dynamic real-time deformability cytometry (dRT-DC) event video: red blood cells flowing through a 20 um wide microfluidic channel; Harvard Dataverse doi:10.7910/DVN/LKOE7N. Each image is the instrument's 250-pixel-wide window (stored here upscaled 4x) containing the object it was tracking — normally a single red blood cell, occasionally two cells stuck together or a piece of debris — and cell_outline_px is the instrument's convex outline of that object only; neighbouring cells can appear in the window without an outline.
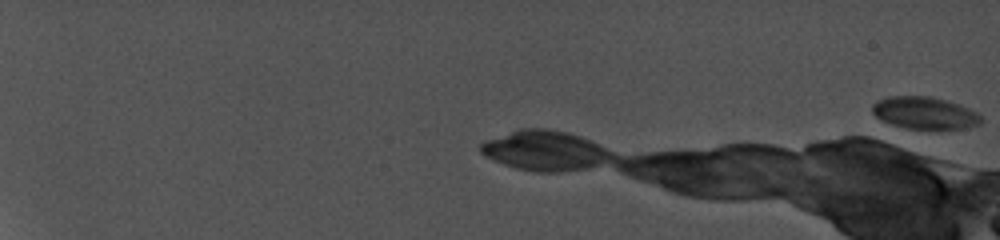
{"species": "common noctule bat (a hibernating species)", "species_latin": "Nyctalus noctula", "temperature_condition": "cold", "stored_images_in_passage": 21, "camera_frame_rate_fps": 5000, "um_per_image_px": 0.085, "animal": {"sex": "female", "body_mass_g": 19.0, "forearm_length_mm": 56.7}, "frame": {"image": 1, "passage_image": 1, "time_ms": 0.0, "image_size_px": [1000, 240], "cell_outline_px": [[980, 124], [960, 128], [908, 128], [892, 124], [876, 116], [872, 112], [872, 104], [876, 100], [888, 96], [928, 96], [944, 100], [968, 108], [976, 112], [980, 116]], "centroid_in_image_um": [78.54, 9.58], "position_along_channel_um": 6.5, "area_um2": 19.83}}
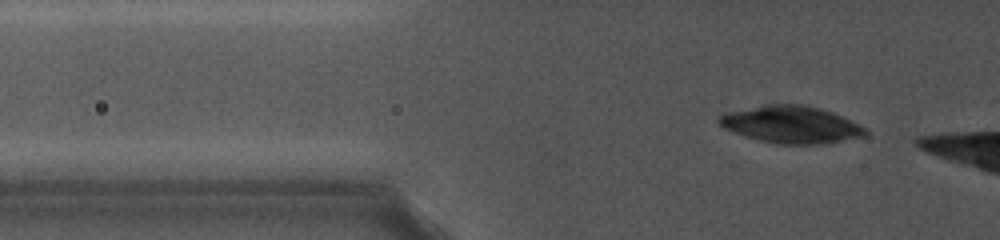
{"frame": {"image": 2, "passage_image": 13, "time_ms": 2.4, "image_size_px": [1000, 240], "cell_outline_px": [[868, 136], [820, 144], [776, 144], [760, 140], [724, 128], [716, 120], [716, 116], [724, 112], [764, 104], [804, 104], [820, 108], [832, 112], [868, 128]], "centroid_in_image_um": [67.25, 10.57], "position_along_channel_um": 58.6, "area_um2": 31.91}}